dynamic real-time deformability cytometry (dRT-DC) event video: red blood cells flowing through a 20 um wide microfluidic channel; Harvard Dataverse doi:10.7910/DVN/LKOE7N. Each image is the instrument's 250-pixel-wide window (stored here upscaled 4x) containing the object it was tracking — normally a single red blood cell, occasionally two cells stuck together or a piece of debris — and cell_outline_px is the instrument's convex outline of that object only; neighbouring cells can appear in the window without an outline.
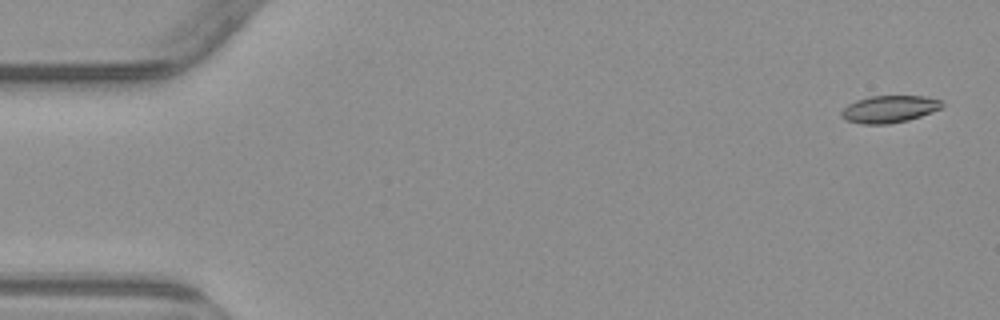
{"species": "common noctule bat (a hibernating species)", "species_latin": "Nyctalus noctula", "temperature_condition": "warm", "stored_images_in_passage": 4, "camera_frame_rate_fps": 3000, "um_per_image_px": 0.085, "animal": {"sex": "male", "body_mass_g": 23.1, "forearm_length_mm": 52.7}, "frame": {"image": 1, "passage_image": 1, "time_ms": 0.0, "image_size_px": [1000, 320], "cell_outline_px": [[944, 104], [940, 108], [932, 112], [908, 120], [888, 124], [860, 124], [848, 120], [840, 116], [840, 112], [848, 104], [856, 100], [868, 96], [924, 96], [940, 100]], "centroid_in_image_um": [75.56, 9.27], "position_along_channel_um": 9.4, "area_um2": 15.9}}
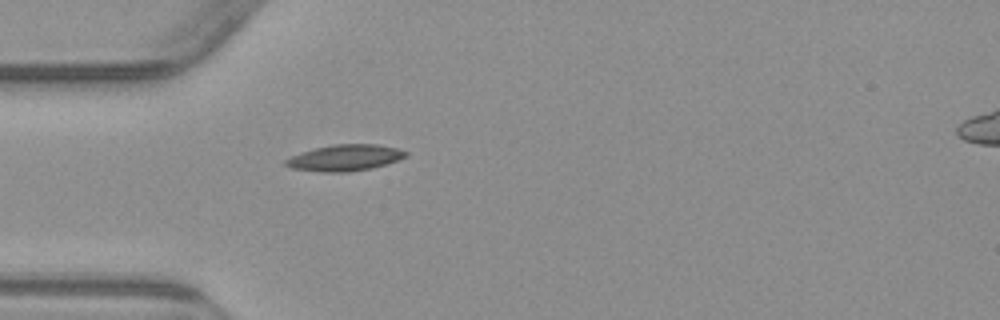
{"frame": {"image": 2, "passage_image": 4, "time_ms": 4.667, "image_size_px": [1000, 320], "cell_outline_px": [[408, 156], [372, 168], [348, 172], [324, 172], [292, 168], [284, 164], [284, 160], [292, 156], [316, 148], [332, 144], [376, 144], [396, 148], [408, 152]], "centroid_in_image_um": [29.33, 13.41], "position_along_channel_um": 55.7, "area_um2": 18.09}}